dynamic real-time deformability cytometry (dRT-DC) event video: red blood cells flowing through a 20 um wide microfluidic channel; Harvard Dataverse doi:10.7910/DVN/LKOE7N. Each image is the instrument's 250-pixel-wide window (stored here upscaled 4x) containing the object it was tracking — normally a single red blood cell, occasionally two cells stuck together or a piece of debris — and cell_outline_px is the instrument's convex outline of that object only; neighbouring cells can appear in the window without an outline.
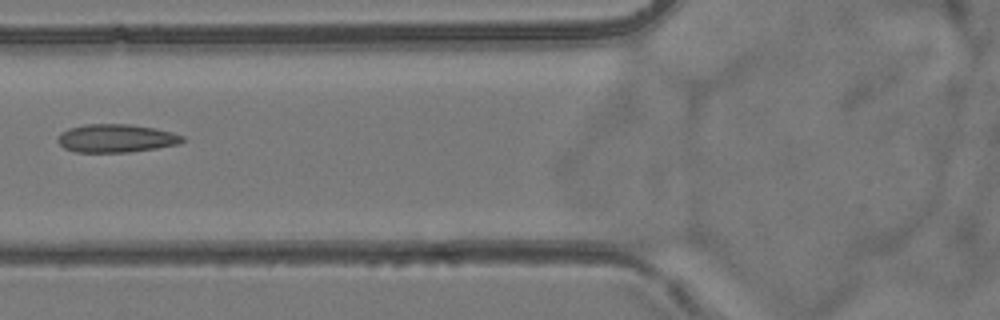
{"species": "common noctule bat (a hibernating species)", "species_latin": "Nyctalus noctula", "temperature_condition": "room temperature", "stored_images_in_passage": 6, "camera_frame_rate_fps": 3000, "um_per_image_px": 0.085, "animal": {"sex": "female", "body_mass_g": 24.6, "forearm_length_mm": 56.2}, "frame": {"image": 1, "passage_image": 5, "time_ms": 4.667, "image_size_px": [1000, 320], "cell_outline_px": [[184, 140], [180, 144], [156, 148], [128, 152], [76, 152], [64, 148], [56, 140], [56, 136], [60, 132], [68, 128], [84, 124], [128, 124], [156, 128], [172, 132], [184, 136]], "centroid_in_image_um": [9.84, 11.75], "position_along_channel_um": 116.0, "area_um2": 20.69}}
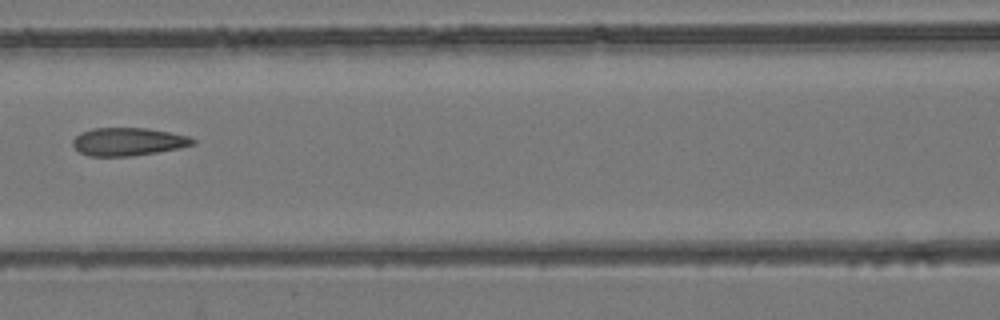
{"frame": {"image": 2, "passage_image": 6, "time_ms": 5.667, "image_size_px": [1000, 320], "cell_outline_px": [[196, 144], [180, 148], [132, 156], [88, 156], [80, 152], [72, 144], [72, 140], [80, 132], [92, 128], [148, 128], [188, 136], [196, 140]], "centroid_in_image_um": [10.88, 12.04], "position_along_channel_um": 155.7, "area_um2": 19.59}}